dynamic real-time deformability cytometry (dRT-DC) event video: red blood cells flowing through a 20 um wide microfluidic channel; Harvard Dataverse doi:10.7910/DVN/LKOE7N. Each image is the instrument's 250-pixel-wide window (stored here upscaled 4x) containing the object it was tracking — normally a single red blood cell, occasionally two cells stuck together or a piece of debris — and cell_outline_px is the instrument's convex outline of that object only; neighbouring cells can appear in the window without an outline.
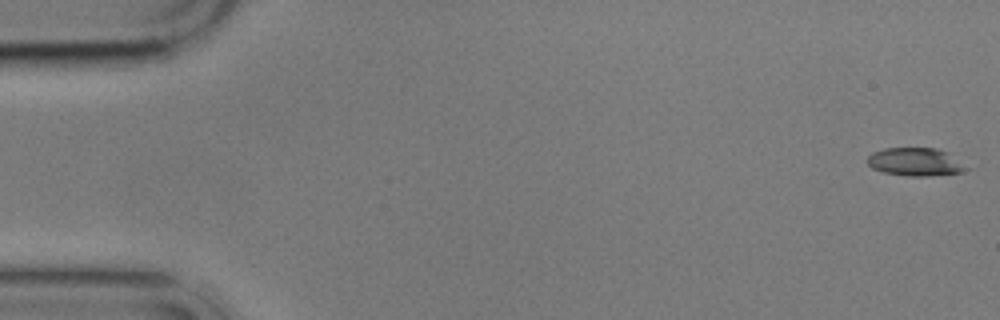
{"species": "common noctule bat (a hibernating species)", "species_latin": "Nyctalus noctula", "temperature_condition": "cold", "stored_images_in_passage": 5, "camera_frame_rate_fps": 3000, "um_per_image_px": 0.085, "animal": {"sex": "male", "body_mass_g": 17.9}, "frame": {"image": 1, "passage_image": 1, "time_ms": 0.0, "image_size_px": [1000, 320], "cell_outline_px": [[972, 168], [960, 172], [932, 176], [908, 176], [884, 172], [872, 168], [868, 164], [868, 156], [872, 152], [884, 148], [936, 148], [948, 152]], "centroid_in_image_um": [77.85, 13.76], "position_along_channel_um": 7.1, "area_um2": 16.36}}